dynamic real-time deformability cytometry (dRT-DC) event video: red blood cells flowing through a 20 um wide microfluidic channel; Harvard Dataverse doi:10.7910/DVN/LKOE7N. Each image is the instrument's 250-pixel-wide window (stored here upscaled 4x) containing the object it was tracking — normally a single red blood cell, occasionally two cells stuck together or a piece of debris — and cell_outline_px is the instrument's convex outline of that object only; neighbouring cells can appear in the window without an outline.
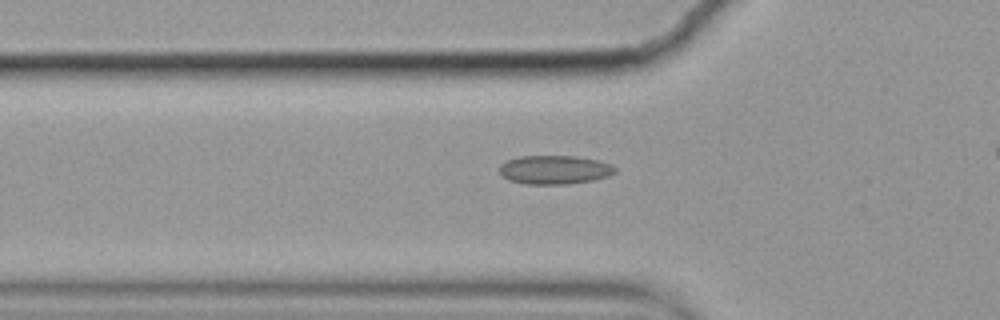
{"species": "common noctule bat (a hibernating species)", "species_latin": "Nyctalus noctula", "temperature_condition": "cold", "stored_images_in_passage": 50, "camera_frame_rate_fps": 3000, "um_per_image_px": 0.085, "animal": {"sex": "female", "body_mass_g": 19.9}, "frame": {"image": 1, "passage_image": 19, "time_ms": 6.0, "image_size_px": [1000, 320], "cell_outline_px": [[616, 172], [608, 176], [592, 180], [568, 184], [524, 184], [508, 180], [500, 172], [500, 164], [508, 160], [520, 156], [576, 156], [600, 160], [612, 164], [616, 168]], "centroid_in_image_um": [47.16, 14.42], "position_along_channel_um": 78.6, "area_um2": 19.48}}
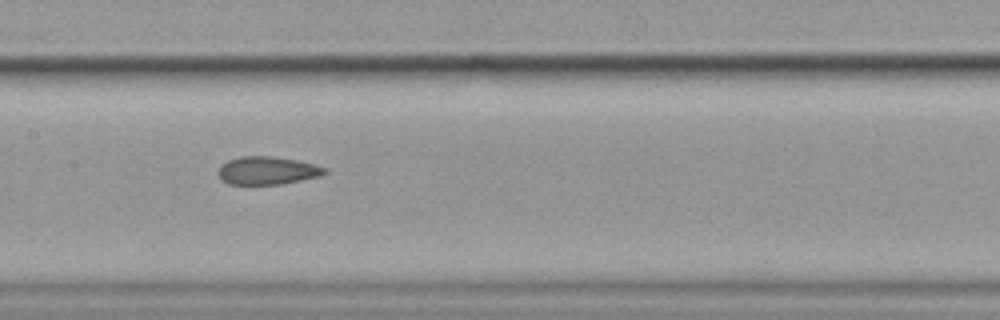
{"frame": {"image": 2, "passage_image": 28, "time_ms": 9.0, "image_size_px": [1000, 320], "cell_outline_px": [[328, 172], [320, 176], [280, 184], [228, 184], [220, 180], [216, 172], [220, 164], [228, 160], [240, 156], [272, 156], [296, 160], [316, 164], [328, 168]], "centroid_in_image_um": [22.69, 14.49], "position_along_channel_um": 184.7, "area_um2": 17.63}}
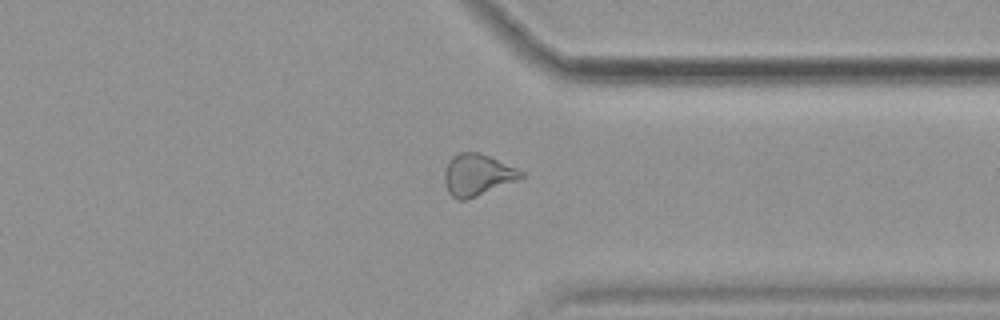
{"frame": {"image": 3, "passage_image": 44, "time_ms": 14.333, "image_size_px": [1000, 320], "cell_outline_px": [[524, 176], [516, 180], [476, 196], [464, 200], [456, 200], [448, 192], [444, 184], [444, 172], [448, 160], [452, 156], [460, 152], [476, 152], [488, 156], [516, 168], [524, 172]], "centroid_in_image_um": [40.51, 14.86], "position_along_channel_um": 370.9, "area_um2": 18.32}, "authors_computed_cell_mechanics": {"area_um2": 18.5827, "velocity_mm_per_s": 3.5185, "shape_relaxation_time_tau1_ms": null, "shape_relaxation_time_tau2_ms": 4.0411, "deformation_change_tau1": null, "deformation_change_tau2": 0.0894}}